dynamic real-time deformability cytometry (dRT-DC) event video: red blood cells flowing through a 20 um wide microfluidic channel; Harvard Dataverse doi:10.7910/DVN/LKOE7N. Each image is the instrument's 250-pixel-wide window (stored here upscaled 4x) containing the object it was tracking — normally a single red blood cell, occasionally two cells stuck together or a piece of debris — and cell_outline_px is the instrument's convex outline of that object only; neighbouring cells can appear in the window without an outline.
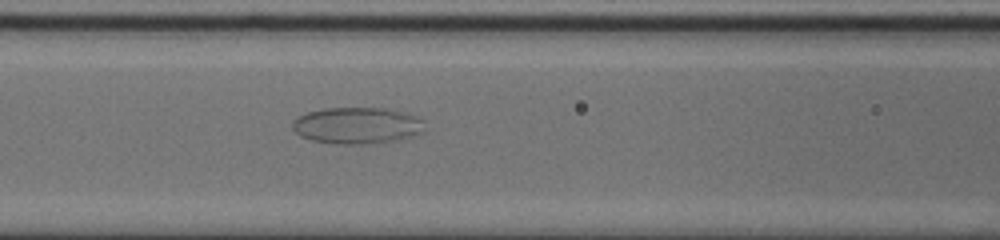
{"species": "common noctule bat (a hibernating species)", "species_latin": "Nyctalus noctula", "temperature_condition": "cold", "stored_images_in_passage": 55, "camera_frame_rate_fps": 3000, "um_per_image_px": 0.085, "animal": {"sex": "male", "body_mass_g": 20.0, "forearm_length_mm": 53.3}, "frame": {"image": 1, "passage_image": 21, "time_ms": 6.667, "image_size_px": [1000, 240], "cell_outline_px": [[424, 120], [420, 132], [396, 140], [364, 144], [340, 144], [312, 140], [300, 136], [292, 128], [292, 124], [300, 116], [308, 112], [324, 108], [384, 108], [408, 112]], "centroid_in_image_um": [30.34, 10.65], "position_along_channel_um": 136.3, "area_um2": 27.8}}
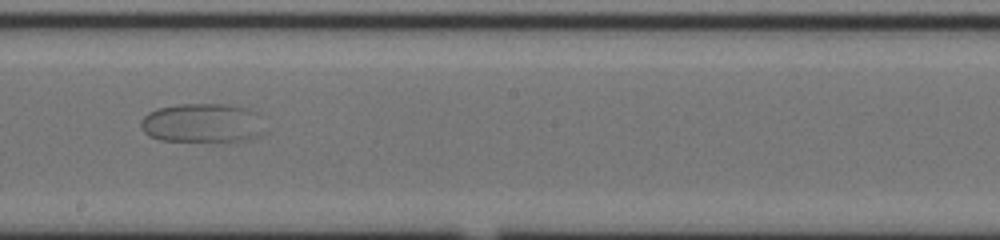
{"frame": {"image": 2, "passage_image": 29, "time_ms": 9.333, "image_size_px": [1000, 240], "cell_outline_px": [[268, 132], [244, 140], [160, 140], [148, 136], [140, 128], [140, 120], [148, 112], [156, 108], [180, 104], [228, 104], [248, 108], [256, 112]], "centroid_in_image_um": [17.2, 10.44], "position_along_channel_um": 231.0, "area_um2": 28.38}}
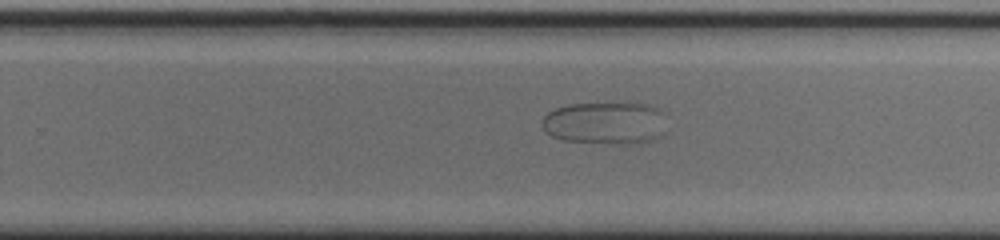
{"frame": {"image": 3, "passage_image": 33, "time_ms": 10.667, "image_size_px": [1000, 240], "cell_outline_px": [[664, 112], [660, 136], [648, 140], [632, 144], [628, 144], [564, 140], [552, 136], [540, 124], [544, 116], [548, 112], [556, 108], [568, 104], [624, 100], [648, 104]], "centroid_in_image_um": [51.42, 10.38], "position_along_channel_um": 278.4, "area_um2": 31.27}}